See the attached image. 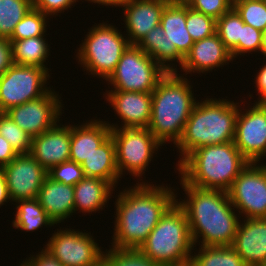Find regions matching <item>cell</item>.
I'll use <instances>...</instances> for the list:
<instances>
[{
	"mask_svg": "<svg viewBox=\"0 0 266 266\" xmlns=\"http://www.w3.org/2000/svg\"><path fill=\"white\" fill-rule=\"evenodd\" d=\"M168 266H194V265H193V263L191 261H187L185 263L168 265Z\"/></svg>",
	"mask_w": 266,
	"mask_h": 266,
	"instance_id": "681fc988",
	"label": "cell"
},
{
	"mask_svg": "<svg viewBox=\"0 0 266 266\" xmlns=\"http://www.w3.org/2000/svg\"><path fill=\"white\" fill-rule=\"evenodd\" d=\"M197 100L185 124L182 137L174 146L179 152L176 167L195 149L233 142L239 102L224 98Z\"/></svg>",
	"mask_w": 266,
	"mask_h": 266,
	"instance_id": "277c9868",
	"label": "cell"
},
{
	"mask_svg": "<svg viewBox=\"0 0 266 266\" xmlns=\"http://www.w3.org/2000/svg\"><path fill=\"white\" fill-rule=\"evenodd\" d=\"M71 124L70 159L78 164L88 158L110 135L111 128L100 118Z\"/></svg>",
	"mask_w": 266,
	"mask_h": 266,
	"instance_id": "7402d4cb",
	"label": "cell"
},
{
	"mask_svg": "<svg viewBox=\"0 0 266 266\" xmlns=\"http://www.w3.org/2000/svg\"><path fill=\"white\" fill-rule=\"evenodd\" d=\"M186 4L193 10L210 16L215 20L232 9L228 0H189Z\"/></svg>",
	"mask_w": 266,
	"mask_h": 266,
	"instance_id": "f35d334b",
	"label": "cell"
},
{
	"mask_svg": "<svg viewBox=\"0 0 266 266\" xmlns=\"http://www.w3.org/2000/svg\"><path fill=\"white\" fill-rule=\"evenodd\" d=\"M86 2H90V3H94V4H98V6L100 7L102 5V7L106 6L108 8V6H112L113 7H119L120 8V0H85ZM81 2H84V0ZM79 3V0H78Z\"/></svg>",
	"mask_w": 266,
	"mask_h": 266,
	"instance_id": "bcb514c9",
	"label": "cell"
},
{
	"mask_svg": "<svg viewBox=\"0 0 266 266\" xmlns=\"http://www.w3.org/2000/svg\"><path fill=\"white\" fill-rule=\"evenodd\" d=\"M193 247L186 214L175 202L139 249L159 266H168L190 261Z\"/></svg>",
	"mask_w": 266,
	"mask_h": 266,
	"instance_id": "8992f818",
	"label": "cell"
},
{
	"mask_svg": "<svg viewBox=\"0 0 266 266\" xmlns=\"http://www.w3.org/2000/svg\"><path fill=\"white\" fill-rule=\"evenodd\" d=\"M45 36L10 41L13 63L18 65L38 66L50 70L46 65L49 60L50 44ZM46 63V64H45Z\"/></svg>",
	"mask_w": 266,
	"mask_h": 266,
	"instance_id": "484cf974",
	"label": "cell"
},
{
	"mask_svg": "<svg viewBox=\"0 0 266 266\" xmlns=\"http://www.w3.org/2000/svg\"><path fill=\"white\" fill-rule=\"evenodd\" d=\"M8 202L11 203V198L9 195L5 176L2 172V169L0 168V208Z\"/></svg>",
	"mask_w": 266,
	"mask_h": 266,
	"instance_id": "f6af8a7d",
	"label": "cell"
},
{
	"mask_svg": "<svg viewBox=\"0 0 266 266\" xmlns=\"http://www.w3.org/2000/svg\"><path fill=\"white\" fill-rule=\"evenodd\" d=\"M95 23L83 37L75 57L86 74L107 80L114 72L124 51L130 45L126 35L112 25ZM90 73V74H89Z\"/></svg>",
	"mask_w": 266,
	"mask_h": 266,
	"instance_id": "52a82bcc",
	"label": "cell"
},
{
	"mask_svg": "<svg viewBox=\"0 0 266 266\" xmlns=\"http://www.w3.org/2000/svg\"><path fill=\"white\" fill-rule=\"evenodd\" d=\"M167 72L138 45H129L117 67L105 81L108 91L152 93ZM108 81V82H107Z\"/></svg>",
	"mask_w": 266,
	"mask_h": 266,
	"instance_id": "9c48e42d",
	"label": "cell"
},
{
	"mask_svg": "<svg viewBox=\"0 0 266 266\" xmlns=\"http://www.w3.org/2000/svg\"><path fill=\"white\" fill-rule=\"evenodd\" d=\"M101 266H159L139 248H114L103 252Z\"/></svg>",
	"mask_w": 266,
	"mask_h": 266,
	"instance_id": "4dcf8cb0",
	"label": "cell"
},
{
	"mask_svg": "<svg viewBox=\"0 0 266 266\" xmlns=\"http://www.w3.org/2000/svg\"><path fill=\"white\" fill-rule=\"evenodd\" d=\"M0 135L10 143L17 154L30 153L32 137L5 112H0Z\"/></svg>",
	"mask_w": 266,
	"mask_h": 266,
	"instance_id": "d6a6232c",
	"label": "cell"
},
{
	"mask_svg": "<svg viewBox=\"0 0 266 266\" xmlns=\"http://www.w3.org/2000/svg\"><path fill=\"white\" fill-rule=\"evenodd\" d=\"M233 9L245 24L262 32L266 30V3L264 0L245 1Z\"/></svg>",
	"mask_w": 266,
	"mask_h": 266,
	"instance_id": "d590c367",
	"label": "cell"
},
{
	"mask_svg": "<svg viewBox=\"0 0 266 266\" xmlns=\"http://www.w3.org/2000/svg\"><path fill=\"white\" fill-rule=\"evenodd\" d=\"M193 252L190 261L194 266H246L231 246H199Z\"/></svg>",
	"mask_w": 266,
	"mask_h": 266,
	"instance_id": "83f0119b",
	"label": "cell"
},
{
	"mask_svg": "<svg viewBox=\"0 0 266 266\" xmlns=\"http://www.w3.org/2000/svg\"><path fill=\"white\" fill-rule=\"evenodd\" d=\"M111 136L115 144L116 165L120 178L123 174H131L130 176L137 178L138 183H153L141 179L151 161L153 162L155 158L153 156L162 149V144L150 130L148 128L111 129Z\"/></svg>",
	"mask_w": 266,
	"mask_h": 266,
	"instance_id": "ba28073f",
	"label": "cell"
},
{
	"mask_svg": "<svg viewBox=\"0 0 266 266\" xmlns=\"http://www.w3.org/2000/svg\"><path fill=\"white\" fill-rule=\"evenodd\" d=\"M113 191L115 188L108 181L85 176L74 185V213H99L108 207Z\"/></svg>",
	"mask_w": 266,
	"mask_h": 266,
	"instance_id": "cb8c5ba5",
	"label": "cell"
},
{
	"mask_svg": "<svg viewBox=\"0 0 266 266\" xmlns=\"http://www.w3.org/2000/svg\"><path fill=\"white\" fill-rule=\"evenodd\" d=\"M15 217L12 221V226L15 229H20L25 232H35L41 227H52L55 226V222L41 207L37 198L18 200L14 202Z\"/></svg>",
	"mask_w": 266,
	"mask_h": 266,
	"instance_id": "4316f807",
	"label": "cell"
},
{
	"mask_svg": "<svg viewBox=\"0 0 266 266\" xmlns=\"http://www.w3.org/2000/svg\"><path fill=\"white\" fill-rule=\"evenodd\" d=\"M263 65L262 67L260 66V70L258 72H256L257 74H255V81H253L255 83L254 88L256 93H258L257 95L259 96L257 98V100L254 102V104L257 105H266V59L263 58Z\"/></svg>",
	"mask_w": 266,
	"mask_h": 266,
	"instance_id": "b9f144b4",
	"label": "cell"
},
{
	"mask_svg": "<svg viewBox=\"0 0 266 266\" xmlns=\"http://www.w3.org/2000/svg\"><path fill=\"white\" fill-rule=\"evenodd\" d=\"M83 231L60 227L44 248L63 266H101L104 250L91 232Z\"/></svg>",
	"mask_w": 266,
	"mask_h": 266,
	"instance_id": "8fae6325",
	"label": "cell"
},
{
	"mask_svg": "<svg viewBox=\"0 0 266 266\" xmlns=\"http://www.w3.org/2000/svg\"><path fill=\"white\" fill-rule=\"evenodd\" d=\"M2 172L8 186L11 203L35 199L48 176V171L30 154H18Z\"/></svg>",
	"mask_w": 266,
	"mask_h": 266,
	"instance_id": "9a60e30c",
	"label": "cell"
},
{
	"mask_svg": "<svg viewBox=\"0 0 266 266\" xmlns=\"http://www.w3.org/2000/svg\"><path fill=\"white\" fill-rule=\"evenodd\" d=\"M71 125L57 123L53 128L33 137L30 155L49 171L70 159Z\"/></svg>",
	"mask_w": 266,
	"mask_h": 266,
	"instance_id": "ffe728a7",
	"label": "cell"
},
{
	"mask_svg": "<svg viewBox=\"0 0 266 266\" xmlns=\"http://www.w3.org/2000/svg\"><path fill=\"white\" fill-rule=\"evenodd\" d=\"M33 8L40 10L42 13L46 14L50 18L59 17L61 13L71 10V7L77 4L78 0H32Z\"/></svg>",
	"mask_w": 266,
	"mask_h": 266,
	"instance_id": "ab89813d",
	"label": "cell"
},
{
	"mask_svg": "<svg viewBox=\"0 0 266 266\" xmlns=\"http://www.w3.org/2000/svg\"><path fill=\"white\" fill-rule=\"evenodd\" d=\"M17 155L10 143L0 135V168L9 164Z\"/></svg>",
	"mask_w": 266,
	"mask_h": 266,
	"instance_id": "ee69618b",
	"label": "cell"
},
{
	"mask_svg": "<svg viewBox=\"0 0 266 266\" xmlns=\"http://www.w3.org/2000/svg\"><path fill=\"white\" fill-rule=\"evenodd\" d=\"M180 186L186 198L181 201L176 193V202L186 214L194 247L231 246L240 215L233 207L228 193L223 190L200 189L187 185L182 179Z\"/></svg>",
	"mask_w": 266,
	"mask_h": 266,
	"instance_id": "7a4b0ae2",
	"label": "cell"
},
{
	"mask_svg": "<svg viewBox=\"0 0 266 266\" xmlns=\"http://www.w3.org/2000/svg\"><path fill=\"white\" fill-rule=\"evenodd\" d=\"M251 103L245 109L239 104L233 142L248 162L261 163L266 158V105Z\"/></svg>",
	"mask_w": 266,
	"mask_h": 266,
	"instance_id": "4fadbf2b",
	"label": "cell"
},
{
	"mask_svg": "<svg viewBox=\"0 0 266 266\" xmlns=\"http://www.w3.org/2000/svg\"><path fill=\"white\" fill-rule=\"evenodd\" d=\"M62 95L51 89L44 96L11 107L5 113L32 138L53 128L59 121L64 111Z\"/></svg>",
	"mask_w": 266,
	"mask_h": 266,
	"instance_id": "5bb4252c",
	"label": "cell"
},
{
	"mask_svg": "<svg viewBox=\"0 0 266 266\" xmlns=\"http://www.w3.org/2000/svg\"><path fill=\"white\" fill-rule=\"evenodd\" d=\"M124 1H128V0H120V5H121V3L124 2Z\"/></svg>",
	"mask_w": 266,
	"mask_h": 266,
	"instance_id": "816d5d0a",
	"label": "cell"
},
{
	"mask_svg": "<svg viewBox=\"0 0 266 266\" xmlns=\"http://www.w3.org/2000/svg\"><path fill=\"white\" fill-rule=\"evenodd\" d=\"M244 24L233 8L216 20V33L230 51L241 39V27Z\"/></svg>",
	"mask_w": 266,
	"mask_h": 266,
	"instance_id": "836d02e7",
	"label": "cell"
},
{
	"mask_svg": "<svg viewBox=\"0 0 266 266\" xmlns=\"http://www.w3.org/2000/svg\"><path fill=\"white\" fill-rule=\"evenodd\" d=\"M186 29L194 42L199 41L216 33V20L186 4Z\"/></svg>",
	"mask_w": 266,
	"mask_h": 266,
	"instance_id": "e575fe53",
	"label": "cell"
},
{
	"mask_svg": "<svg viewBox=\"0 0 266 266\" xmlns=\"http://www.w3.org/2000/svg\"><path fill=\"white\" fill-rule=\"evenodd\" d=\"M231 247L246 266H266V218H242Z\"/></svg>",
	"mask_w": 266,
	"mask_h": 266,
	"instance_id": "44dd1931",
	"label": "cell"
},
{
	"mask_svg": "<svg viewBox=\"0 0 266 266\" xmlns=\"http://www.w3.org/2000/svg\"><path fill=\"white\" fill-rule=\"evenodd\" d=\"M262 38V31L244 24L241 27V39H239L238 44L230 51L233 60L239 56H245L247 53L248 55H252L253 52L261 54Z\"/></svg>",
	"mask_w": 266,
	"mask_h": 266,
	"instance_id": "8d00e7d4",
	"label": "cell"
},
{
	"mask_svg": "<svg viewBox=\"0 0 266 266\" xmlns=\"http://www.w3.org/2000/svg\"><path fill=\"white\" fill-rule=\"evenodd\" d=\"M50 71L38 66L13 64L0 76V112L47 94Z\"/></svg>",
	"mask_w": 266,
	"mask_h": 266,
	"instance_id": "30bf717a",
	"label": "cell"
},
{
	"mask_svg": "<svg viewBox=\"0 0 266 266\" xmlns=\"http://www.w3.org/2000/svg\"><path fill=\"white\" fill-rule=\"evenodd\" d=\"M31 8L32 0H0V37L9 39Z\"/></svg>",
	"mask_w": 266,
	"mask_h": 266,
	"instance_id": "f546056e",
	"label": "cell"
},
{
	"mask_svg": "<svg viewBox=\"0 0 266 266\" xmlns=\"http://www.w3.org/2000/svg\"><path fill=\"white\" fill-rule=\"evenodd\" d=\"M248 163L234 142H227L195 148L175 172L187 185L227 192Z\"/></svg>",
	"mask_w": 266,
	"mask_h": 266,
	"instance_id": "5b68a950",
	"label": "cell"
},
{
	"mask_svg": "<svg viewBox=\"0 0 266 266\" xmlns=\"http://www.w3.org/2000/svg\"><path fill=\"white\" fill-rule=\"evenodd\" d=\"M261 55H264L263 57H266V30L263 32Z\"/></svg>",
	"mask_w": 266,
	"mask_h": 266,
	"instance_id": "7dc6e473",
	"label": "cell"
},
{
	"mask_svg": "<svg viewBox=\"0 0 266 266\" xmlns=\"http://www.w3.org/2000/svg\"><path fill=\"white\" fill-rule=\"evenodd\" d=\"M234 62L230 50L225 46L217 33L202 40L195 41L190 52L185 56L180 71L183 76L194 73L205 74ZM216 68V69H215ZM193 73V75H192Z\"/></svg>",
	"mask_w": 266,
	"mask_h": 266,
	"instance_id": "ac0fdd59",
	"label": "cell"
},
{
	"mask_svg": "<svg viewBox=\"0 0 266 266\" xmlns=\"http://www.w3.org/2000/svg\"><path fill=\"white\" fill-rule=\"evenodd\" d=\"M160 25L170 42V72H177L194 44L186 29V3H168L163 10Z\"/></svg>",
	"mask_w": 266,
	"mask_h": 266,
	"instance_id": "d6986e66",
	"label": "cell"
},
{
	"mask_svg": "<svg viewBox=\"0 0 266 266\" xmlns=\"http://www.w3.org/2000/svg\"><path fill=\"white\" fill-rule=\"evenodd\" d=\"M48 176L54 181L74 186L85 176L81 164L68 160L56 166H53L48 171Z\"/></svg>",
	"mask_w": 266,
	"mask_h": 266,
	"instance_id": "74e56055",
	"label": "cell"
},
{
	"mask_svg": "<svg viewBox=\"0 0 266 266\" xmlns=\"http://www.w3.org/2000/svg\"><path fill=\"white\" fill-rule=\"evenodd\" d=\"M41 207L55 222L64 221L74 214V186L54 181L49 176L43 182L37 197Z\"/></svg>",
	"mask_w": 266,
	"mask_h": 266,
	"instance_id": "603a6c76",
	"label": "cell"
},
{
	"mask_svg": "<svg viewBox=\"0 0 266 266\" xmlns=\"http://www.w3.org/2000/svg\"><path fill=\"white\" fill-rule=\"evenodd\" d=\"M168 0H128L121 3L124 31L130 45H138L146 34L160 24Z\"/></svg>",
	"mask_w": 266,
	"mask_h": 266,
	"instance_id": "e0dca14e",
	"label": "cell"
},
{
	"mask_svg": "<svg viewBox=\"0 0 266 266\" xmlns=\"http://www.w3.org/2000/svg\"><path fill=\"white\" fill-rule=\"evenodd\" d=\"M169 3H187L189 0H168Z\"/></svg>",
	"mask_w": 266,
	"mask_h": 266,
	"instance_id": "f907efd6",
	"label": "cell"
},
{
	"mask_svg": "<svg viewBox=\"0 0 266 266\" xmlns=\"http://www.w3.org/2000/svg\"><path fill=\"white\" fill-rule=\"evenodd\" d=\"M138 46L166 72H170V42L160 24L149 31Z\"/></svg>",
	"mask_w": 266,
	"mask_h": 266,
	"instance_id": "f1b7e54d",
	"label": "cell"
},
{
	"mask_svg": "<svg viewBox=\"0 0 266 266\" xmlns=\"http://www.w3.org/2000/svg\"><path fill=\"white\" fill-rule=\"evenodd\" d=\"M178 72H167L151 93L148 129L163 146L168 142L177 144L197 102L191 79Z\"/></svg>",
	"mask_w": 266,
	"mask_h": 266,
	"instance_id": "3957f363",
	"label": "cell"
},
{
	"mask_svg": "<svg viewBox=\"0 0 266 266\" xmlns=\"http://www.w3.org/2000/svg\"><path fill=\"white\" fill-rule=\"evenodd\" d=\"M249 162L227 191L240 218H266V163Z\"/></svg>",
	"mask_w": 266,
	"mask_h": 266,
	"instance_id": "7c38bea8",
	"label": "cell"
},
{
	"mask_svg": "<svg viewBox=\"0 0 266 266\" xmlns=\"http://www.w3.org/2000/svg\"><path fill=\"white\" fill-rule=\"evenodd\" d=\"M13 64L11 42L8 38L0 37V76Z\"/></svg>",
	"mask_w": 266,
	"mask_h": 266,
	"instance_id": "7bdbcfd3",
	"label": "cell"
},
{
	"mask_svg": "<svg viewBox=\"0 0 266 266\" xmlns=\"http://www.w3.org/2000/svg\"><path fill=\"white\" fill-rule=\"evenodd\" d=\"M245 1H252V0H228L232 8Z\"/></svg>",
	"mask_w": 266,
	"mask_h": 266,
	"instance_id": "c3c4849f",
	"label": "cell"
},
{
	"mask_svg": "<svg viewBox=\"0 0 266 266\" xmlns=\"http://www.w3.org/2000/svg\"><path fill=\"white\" fill-rule=\"evenodd\" d=\"M49 16L42 13L40 10L31 8L24 18L16 25L10 41L22 40L26 38H33L37 36H46L49 24ZM48 23V24H47Z\"/></svg>",
	"mask_w": 266,
	"mask_h": 266,
	"instance_id": "1f68e13d",
	"label": "cell"
},
{
	"mask_svg": "<svg viewBox=\"0 0 266 266\" xmlns=\"http://www.w3.org/2000/svg\"><path fill=\"white\" fill-rule=\"evenodd\" d=\"M105 93V94H104ZM103 97L121 119V125L106 121L111 129L148 128L151 117L152 94L134 91H106ZM120 126V127H119Z\"/></svg>",
	"mask_w": 266,
	"mask_h": 266,
	"instance_id": "2e32d148",
	"label": "cell"
},
{
	"mask_svg": "<svg viewBox=\"0 0 266 266\" xmlns=\"http://www.w3.org/2000/svg\"><path fill=\"white\" fill-rule=\"evenodd\" d=\"M161 184L136 183L117 192L114 232L109 246L138 249L146 241L162 216L176 202V189Z\"/></svg>",
	"mask_w": 266,
	"mask_h": 266,
	"instance_id": "6da1fadb",
	"label": "cell"
},
{
	"mask_svg": "<svg viewBox=\"0 0 266 266\" xmlns=\"http://www.w3.org/2000/svg\"><path fill=\"white\" fill-rule=\"evenodd\" d=\"M81 167L84 176L103 179L117 188L121 178L116 165L115 144L111 135L82 162Z\"/></svg>",
	"mask_w": 266,
	"mask_h": 266,
	"instance_id": "d4e9b609",
	"label": "cell"
},
{
	"mask_svg": "<svg viewBox=\"0 0 266 266\" xmlns=\"http://www.w3.org/2000/svg\"><path fill=\"white\" fill-rule=\"evenodd\" d=\"M30 257L23 259L22 263L17 266H63L56 258H54L49 251L44 247L40 252L30 254Z\"/></svg>",
	"mask_w": 266,
	"mask_h": 266,
	"instance_id": "60d3db41",
	"label": "cell"
}]
</instances>
